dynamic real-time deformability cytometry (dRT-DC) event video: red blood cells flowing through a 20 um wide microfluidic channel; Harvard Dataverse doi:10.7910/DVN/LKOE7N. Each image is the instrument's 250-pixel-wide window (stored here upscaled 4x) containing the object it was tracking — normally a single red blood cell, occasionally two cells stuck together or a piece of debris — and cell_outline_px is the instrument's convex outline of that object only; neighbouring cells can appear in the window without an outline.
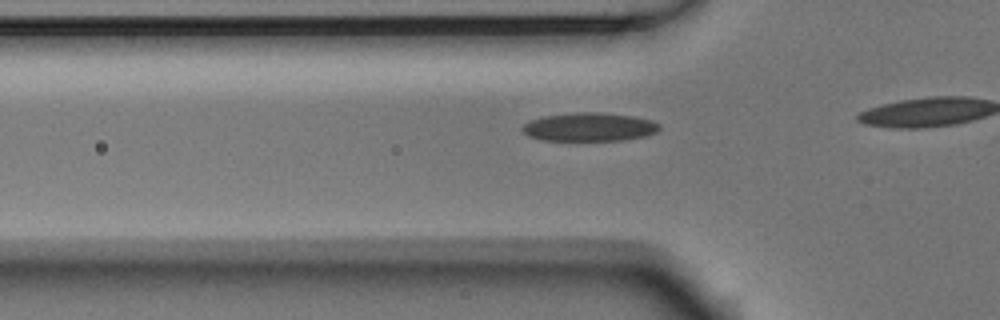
{"species": "Egyptian fruit bat (a non-hibernating species)", "species_latin": "Rousettus aegyptiacus", "temperature_condition": "room temperature", "stored_images_in_passage": 16, "camera_frame_rate_fps": 3000, "um_per_image_px": 0.085, "animal": {"sex": "male"}, "frame": {"image": 1, "passage_image": 11, "time_ms": 3.333, "image_size_px": [1000, 320], "cell_outline_px": [[660, 128], [656, 132], [648, 136], [624, 140], [540, 140], [528, 136], [520, 128], [524, 124], [532, 120], [544, 116], [576, 112], [600, 112], [632, 116], [652, 120], [660, 124]], "centroid_in_image_um": [50.12, 10.79], "position_along_channel_um": 75.7, "area_um2": 22.83}}
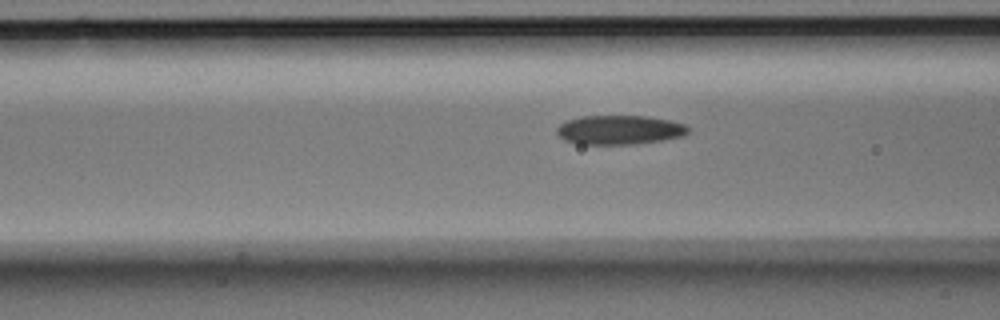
{"frame": {"image": 2, "passage_image": 14, "time_ms": 4.333, "image_size_px": [1000, 320], "cell_outline_px": [[688, 132], [684, 136], [636, 144], [576, 144], [564, 140], [556, 132], [556, 128], [560, 124], [568, 120], [584, 116], [648, 116], [668, 120], [684, 124], [688, 128]], "centroid_in_image_um": [52.63, 11.04], "position_along_channel_um": 114.0, "area_um2": 22.25}}